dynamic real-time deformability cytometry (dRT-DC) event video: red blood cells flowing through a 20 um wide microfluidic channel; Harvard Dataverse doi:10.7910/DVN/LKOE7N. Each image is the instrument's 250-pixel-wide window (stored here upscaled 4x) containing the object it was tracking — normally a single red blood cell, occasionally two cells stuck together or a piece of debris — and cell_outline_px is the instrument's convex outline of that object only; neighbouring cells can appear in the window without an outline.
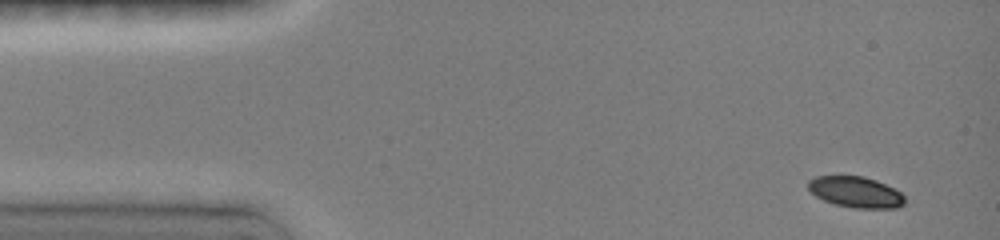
{"species": "common noctule bat (a hibernating species)", "species_latin": "Nyctalus noctula", "temperature_condition": "room temperature", "stored_images_in_passage": 5, "camera_frame_rate_fps": 3000, "um_per_image_px": 0.085, "animal": {"sex": "female", "body_mass_g": 19.0, "forearm_length_mm": 51.5}, "frame": {"image": 1, "passage_image": 1, "time_ms": 0.0, "image_size_px": [1000, 240], "cell_outline_px": [[904, 204], [896, 208], [856, 208], [836, 204], [824, 200], [816, 196], [808, 188], [808, 180], [816, 176], [864, 176], [876, 180], [900, 192], [904, 196]], "centroid_in_image_um": [72.73, 16.32], "position_along_channel_um": 12.3, "area_um2": 17.22}}
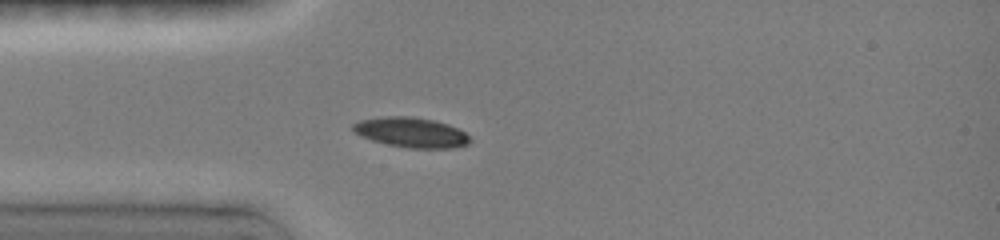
{"frame": {"image": 2, "passage_image": 5, "time_ms": 3.333, "image_size_px": [1000, 240], "cell_outline_px": [[472, 140], [468, 144], [456, 148], [408, 148], [388, 144], [372, 140], [360, 136], [352, 128], [352, 124], [360, 120], [380, 116], [412, 116], [432, 120], [448, 124], [464, 132]], "centroid_in_image_um": [34.95, 11.25], "position_along_channel_um": 50.1, "area_um2": 20.46}}